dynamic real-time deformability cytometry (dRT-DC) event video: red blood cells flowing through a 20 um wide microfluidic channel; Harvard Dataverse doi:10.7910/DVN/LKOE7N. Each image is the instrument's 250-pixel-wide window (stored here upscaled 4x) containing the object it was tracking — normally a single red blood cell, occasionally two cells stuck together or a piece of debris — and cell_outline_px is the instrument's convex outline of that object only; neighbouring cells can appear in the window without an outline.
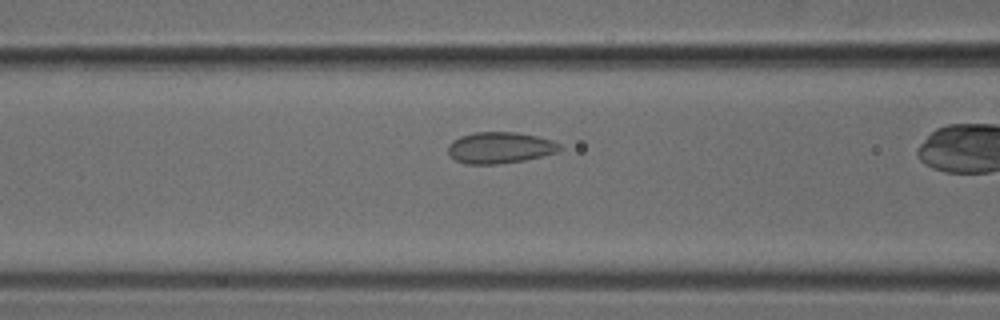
{"species": "common noctule bat (a hibernating species)", "species_latin": "Nyctalus noctula", "temperature_condition": "cold", "stored_images_in_passage": 7, "camera_frame_rate_fps": 3000, "um_per_image_px": 0.085, "animal": {"sex": "male", "body_mass_g": 18.8}, "frame": {"image": 1, "passage_image": 6, "time_ms": 1.667, "image_size_px": [1000, 320], "cell_outline_px": [[564, 148], [556, 152], [524, 160], [500, 164], [464, 164], [456, 160], [448, 152], [448, 144], [452, 140], [460, 136], [476, 132], [516, 132], [536, 136], [552, 140], [560, 144]], "centroid_in_image_um": [42.48, 12.55], "position_along_channel_um": 124.1, "area_um2": 20.4}}